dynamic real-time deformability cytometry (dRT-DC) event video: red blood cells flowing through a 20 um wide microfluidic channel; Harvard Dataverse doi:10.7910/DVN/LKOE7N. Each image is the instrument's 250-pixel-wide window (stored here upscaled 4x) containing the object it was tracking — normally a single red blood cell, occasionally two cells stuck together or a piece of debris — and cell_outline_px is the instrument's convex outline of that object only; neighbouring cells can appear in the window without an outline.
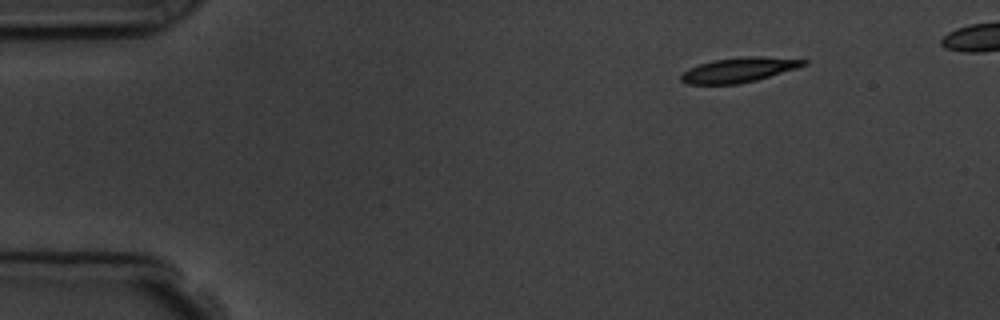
{"species": "common noctule bat (a hibernating species)", "species_latin": "Nyctalus noctula", "temperature_condition": "room temperature", "stored_images_in_passage": 4, "camera_frame_rate_fps": 3000, "um_per_image_px": 0.085, "animal": {"sex": "male", "body_mass_g": 19.5, "forearm_length_mm": 54.6}, "frame": {"image": 1, "passage_image": 1, "time_ms": 0.0, "image_size_px": [1000, 320], "cell_outline_px": [[808, 64], [796, 68], [756, 80], [736, 84], [688, 84], [680, 80], [680, 76], [688, 68], [700, 64], [716, 60], [744, 56], [756, 56], [808, 60]], "centroid_in_image_um": [62.79, 5.94], "position_along_channel_um": 22.2, "area_um2": 17.4}}